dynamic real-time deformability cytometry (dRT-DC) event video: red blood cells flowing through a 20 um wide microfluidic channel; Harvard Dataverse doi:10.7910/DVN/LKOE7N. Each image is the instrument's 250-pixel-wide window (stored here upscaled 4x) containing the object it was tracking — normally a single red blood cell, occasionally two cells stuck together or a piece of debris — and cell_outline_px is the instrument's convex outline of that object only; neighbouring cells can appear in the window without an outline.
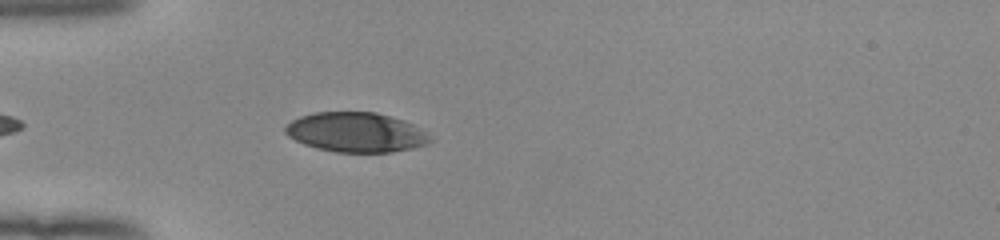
{"species": "human", "species_latin": "Homo sapiens", "temperature_condition": "room temperature", "stored_images_in_passage": 27, "camera_frame_rate_fps": 3000, "um_per_image_px": 0.085, "donor": {"sex": "female"}, "frame": {"image": 1, "passage_image": 4, "time_ms": 1.0, "image_size_px": [1000, 240], "cell_outline_px": [[432, 140], [428, 144], [412, 148], [392, 152], [336, 152], [316, 148], [304, 144], [288, 136], [284, 132], [284, 128], [292, 120], [300, 116], [312, 112], [376, 112], [404, 120], [412, 124], [424, 132]], "centroid_in_image_um": [30.23, 11.24], "position_along_channel_um": 54.8, "area_um2": 33.41}}
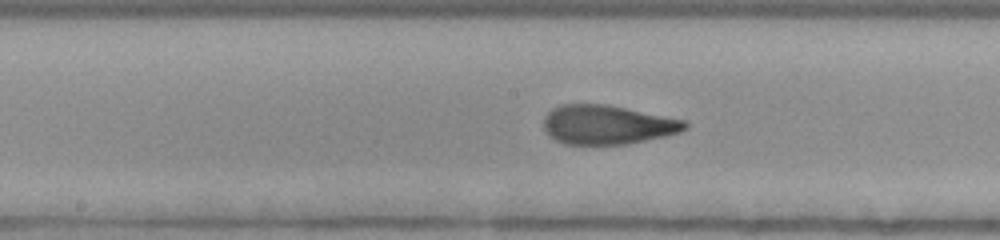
{"frame": {"image": 2, "passage_image": 12, "time_ms": 3.667, "image_size_px": [1000, 240], "cell_outline_px": [[688, 128], [680, 132], [664, 136], [628, 144], [564, 144], [556, 140], [544, 128], [544, 116], [552, 108], [560, 104], [608, 104], [684, 120], [688, 124]], "centroid_in_image_um": [51.62, 10.59], "position_along_channel_um": 196.6, "area_um2": 32.14}}
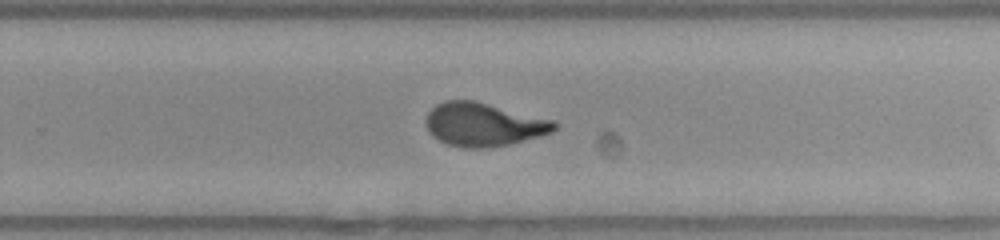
{"frame": {"image": 3, "passage_image": 19, "time_ms": 6.0, "image_size_px": [1000, 240], "cell_outline_px": [[556, 128], [552, 132], [540, 136], [508, 144], [488, 148], [464, 148], [448, 144], [432, 136], [428, 132], [424, 120], [428, 112], [436, 104], [444, 100], [472, 100], [552, 120], [556, 124]], "centroid_in_image_um": [41.03, 10.59], "position_along_channel_um": 288.8, "area_um2": 32.25}}